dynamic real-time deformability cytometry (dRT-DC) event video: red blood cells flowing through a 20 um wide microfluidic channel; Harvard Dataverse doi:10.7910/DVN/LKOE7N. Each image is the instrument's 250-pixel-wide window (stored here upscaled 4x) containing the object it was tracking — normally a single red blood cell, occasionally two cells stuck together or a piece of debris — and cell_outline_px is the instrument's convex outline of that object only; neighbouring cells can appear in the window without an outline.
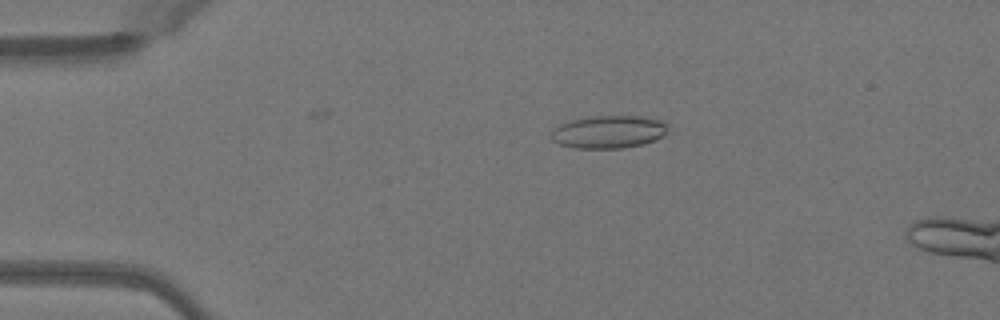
{"species": "Egyptian fruit bat (a non-hibernating species)", "species_latin": "Rousettus aegyptiacus", "temperature_condition": "warm", "stored_images_in_passage": 14, "camera_frame_rate_fps": 3000, "um_per_image_px": 0.085, "animal": {"sex": "female"}, "frame": {"image": 1, "passage_image": 10, "time_ms": 3.0, "image_size_px": [1000, 320], "cell_outline_px": [[668, 128], [664, 136], [656, 140], [644, 144], [620, 148], [576, 148], [560, 144], [552, 140], [552, 128], [568, 120], [588, 116], [640, 116], [664, 120], [668, 124]], "centroid_in_image_um": [51.76, 11.19], "position_along_channel_um": 33.2, "area_um2": 22.6}}